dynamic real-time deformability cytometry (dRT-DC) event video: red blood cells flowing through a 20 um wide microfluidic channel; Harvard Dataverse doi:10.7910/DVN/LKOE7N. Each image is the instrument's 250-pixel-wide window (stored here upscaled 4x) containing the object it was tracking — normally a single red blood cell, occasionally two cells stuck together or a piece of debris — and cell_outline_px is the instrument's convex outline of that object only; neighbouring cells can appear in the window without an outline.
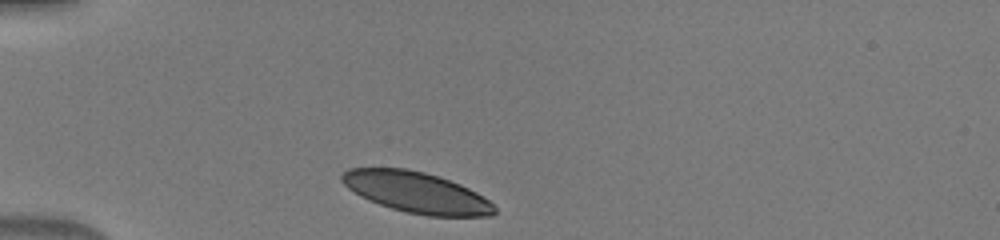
{"species": "human", "species_latin": "Homo sapiens", "temperature_condition": "warm", "stored_images_in_passage": 32, "camera_frame_rate_fps": 3000, "um_per_image_px": 0.085, "donor": {"sex": "male"}, "frame": {"image": 1, "passage_image": 1, "time_ms": 0.0, "image_size_px": [1000, 240], "cell_outline_px": [[496, 212], [492, 216], [428, 216], [408, 212], [392, 208], [368, 200], [360, 196], [348, 188], [340, 180], [340, 176], [348, 168], [408, 168], [440, 176], [460, 184], [476, 192], [488, 200], [496, 208]], "centroid_in_image_um": [35.39, 16.34], "position_along_channel_um": 49.6, "area_um2": 36.3}}
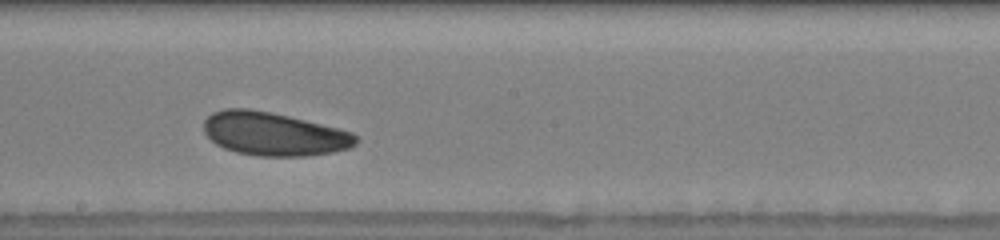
{"frame": {"image": 2, "passage_image": 16, "time_ms": 5.0, "image_size_px": [1000, 240], "cell_outline_px": [[360, 140], [356, 144], [348, 148], [332, 152], [308, 156], [260, 156], [236, 152], [224, 148], [216, 144], [204, 132], [204, 120], [212, 112], [224, 108], [248, 108], [272, 112], [352, 132]], "centroid_in_image_um": [23.25, 11.38], "position_along_channel_um": 224.9, "area_um2": 38.38}}
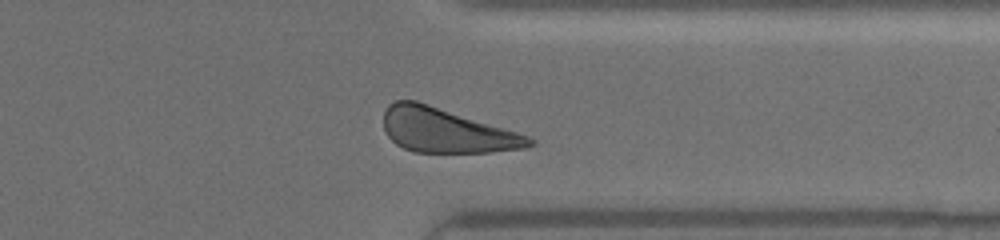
{"frame": {"image": 3, "passage_image": 27, "time_ms": 8.667, "image_size_px": [1000, 240], "cell_outline_px": [[536, 144], [524, 148], [488, 152], [412, 152], [396, 144], [388, 136], [384, 128], [384, 112], [388, 104], [396, 100], [416, 100], [516, 132], [528, 136], [536, 140]], "centroid_in_image_um": [37.9, 11.09], "position_along_channel_um": 373.5, "area_um2": 37.28}}